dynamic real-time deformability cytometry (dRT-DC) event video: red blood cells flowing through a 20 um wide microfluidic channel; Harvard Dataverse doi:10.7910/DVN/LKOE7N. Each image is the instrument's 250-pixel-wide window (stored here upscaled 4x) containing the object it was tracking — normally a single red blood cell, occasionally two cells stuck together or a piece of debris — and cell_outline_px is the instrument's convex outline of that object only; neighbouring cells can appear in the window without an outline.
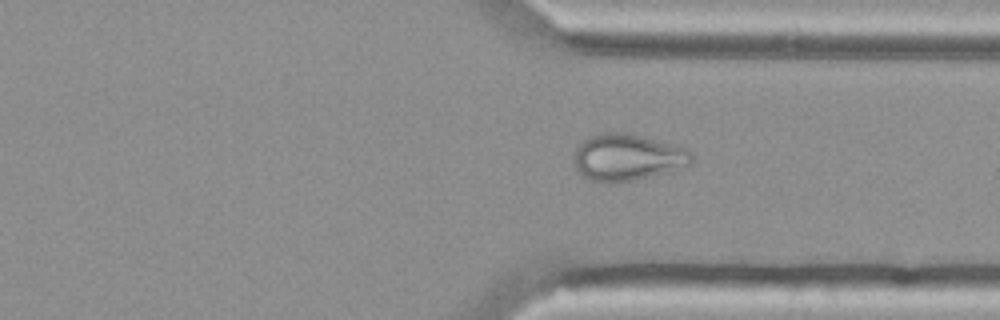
{"species": "Egyptian fruit bat (a non-hibernating species)", "species_latin": "Rousettus aegyptiacus", "temperature_condition": "cold", "stored_images_in_passage": 47, "camera_frame_rate_fps": 3000, "um_per_image_px": 0.085, "animal": {"sex": "female"}, "frame": {"image": 1, "passage_image": 40, "time_ms": 13.0, "image_size_px": [1000, 320], "cell_outline_px": [[692, 164], [672, 172], [632, 180], [588, 180], [576, 168], [576, 148], [588, 136], [600, 132], [624, 132], [688, 148], [692, 152]], "centroid_in_image_um": [53.4, 13.34], "position_along_channel_um": 358.0, "area_um2": 31.56}}